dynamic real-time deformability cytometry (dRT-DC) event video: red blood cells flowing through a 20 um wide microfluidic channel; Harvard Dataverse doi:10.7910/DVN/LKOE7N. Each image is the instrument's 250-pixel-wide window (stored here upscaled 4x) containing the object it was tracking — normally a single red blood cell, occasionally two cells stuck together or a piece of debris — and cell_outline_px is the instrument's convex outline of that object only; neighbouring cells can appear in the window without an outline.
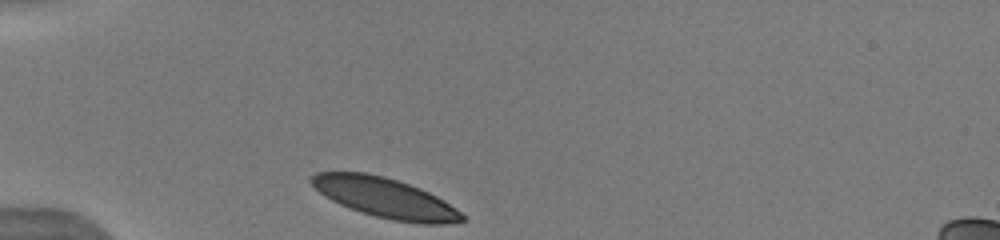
{"species": "human", "species_latin": "Homo sapiens", "temperature_condition": "warm", "stored_images_in_passage": 8, "camera_frame_rate_fps": 3000, "um_per_image_px": 0.085, "donor": {"sex": "male"}, "frame": {"image": 1, "passage_image": 1, "time_ms": 0.0, "image_size_px": [1000, 240], "cell_outline_px": [[464, 220], [444, 224], [420, 224], [392, 220], [376, 216], [340, 204], [324, 196], [308, 180], [316, 172], [364, 172], [384, 176], [408, 184], [428, 192], [444, 200], [456, 208], [464, 216]], "centroid_in_image_um": [32.73, 16.81], "position_along_channel_um": 52.3, "area_um2": 34.56}}